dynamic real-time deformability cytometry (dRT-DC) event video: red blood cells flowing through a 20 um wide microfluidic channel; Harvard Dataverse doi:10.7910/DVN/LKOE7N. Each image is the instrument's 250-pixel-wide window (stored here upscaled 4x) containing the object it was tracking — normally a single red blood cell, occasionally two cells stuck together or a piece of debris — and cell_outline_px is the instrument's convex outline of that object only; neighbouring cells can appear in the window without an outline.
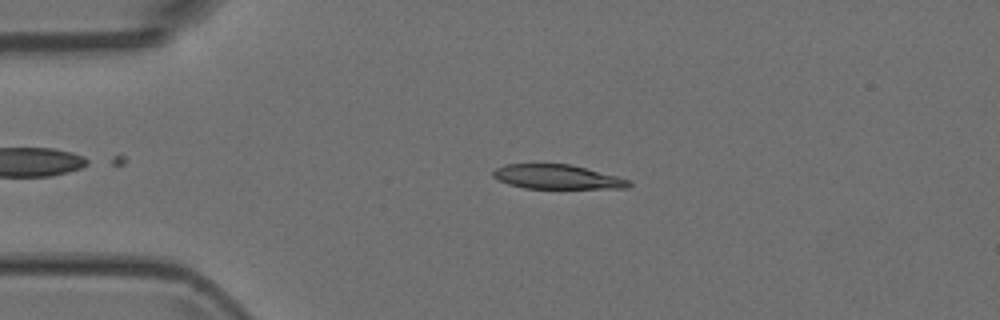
{"species": "Egyptian fruit bat (a non-hibernating species)", "species_latin": "Rousettus aegyptiacus", "temperature_condition": "room temperature", "stored_images_in_passage": 4, "camera_frame_rate_fps": 3000, "um_per_image_px": 0.085, "animal": {"sex": "female"}, "frame": {"image": 1, "passage_image": 4, "time_ms": 1.0, "image_size_px": [1000, 320], "cell_outline_px": [[632, 184], [628, 188], [524, 188], [508, 184], [492, 176], [492, 172], [496, 168], [504, 164], [572, 164], [632, 180]], "centroid_in_image_um": [47.38, 15.03], "position_along_channel_um": 37.6, "area_um2": 19.31}}